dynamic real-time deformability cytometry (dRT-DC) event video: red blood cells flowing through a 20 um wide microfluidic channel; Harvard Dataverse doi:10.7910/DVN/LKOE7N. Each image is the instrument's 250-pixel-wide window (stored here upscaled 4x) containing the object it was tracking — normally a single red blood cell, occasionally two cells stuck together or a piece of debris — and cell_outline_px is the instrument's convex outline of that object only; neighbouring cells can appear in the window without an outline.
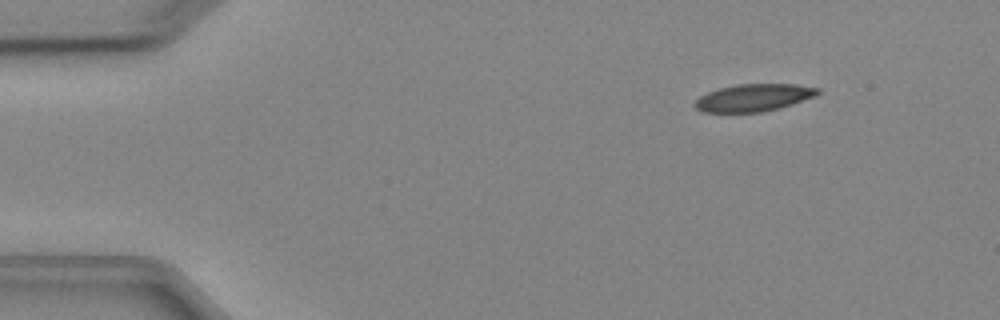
{"species": "Egyptian fruit bat (a non-hibernating species)", "species_latin": "Rousettus aegyptiacus", "temperature_condition": "cold", "stored_images_in_passage": 5, "camera_frame_rate_fps": 3000, "um_per_image_px": 0.085, "animal": {"sex": "female"}, "frame": {"image": 1, "passage_image": 5, "time_ms": 5.0, "image_size_px": [1000, 320], "cell_outline_px": [[820, 92], [816, 96], [780, 108], [764, 112], [704, 112], [696, 108], [692, 104], [700, 96], [708, 92], [720, 88], [740, 84], [796, 84], [820, 88]], "centroid_in_image_um": [64.08, 8.3], "position_along_channel_um": 20.9, "area_um2": 19.59}}